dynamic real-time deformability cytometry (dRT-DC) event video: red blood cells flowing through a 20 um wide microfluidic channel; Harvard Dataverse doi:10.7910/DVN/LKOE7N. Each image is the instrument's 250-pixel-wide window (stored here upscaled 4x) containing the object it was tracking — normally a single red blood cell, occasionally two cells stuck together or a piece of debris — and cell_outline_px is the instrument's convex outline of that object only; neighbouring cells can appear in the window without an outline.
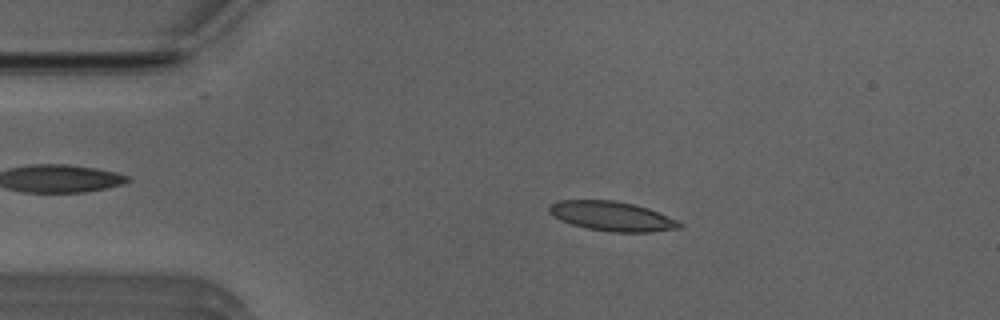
{"species": "Egyptian fruit bat (a non-hibernating species)", "species_latin": "Rousettus aegyptiacus", "temperature_condition": "room temperature", "stored_images_in_passage": 50, "camera_frame_rate_fps": 3000, "um_per_image_px": 0.085, "animal": {"sex": "male"}, "frame": {"image": 1, "passage_image": 9, "time_ms": 2.667, "image_size_px": [1000, 320], "cell_outline_px": [[684, 224], [680, 228], [652, 232], [612, 232], [584, 228], [560, 220], [552, 216], [548, 212], [548, 204], [560, 200], [612, 200], [632, 204], [648, 208], [676, 220]], "centroid_in_image_um": [51.97, 18.38], "position_along_channel_um": 33.0, "area_um2": 22.48}}
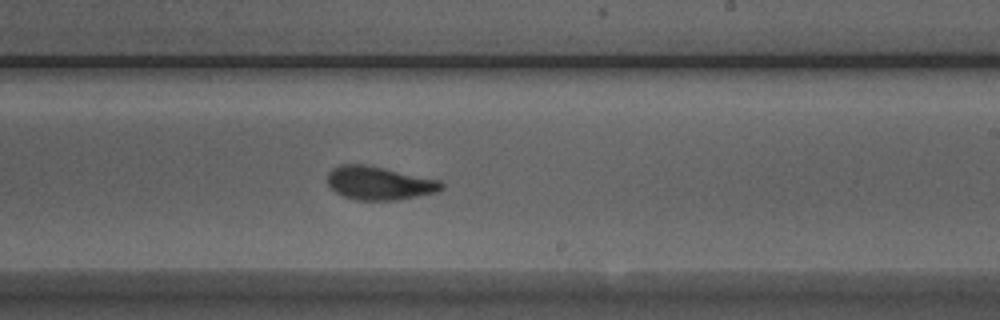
{"frame": {"image": 2, "passage_image": 29, "time_ms": 9.333, "image_size_px": [1000, 320], "cell_outline_px": [[444, 188], [436, 192], [396, 200], [356, 200], [344, 196], [336, 192], [328, 184], [328, 172], [332, 168], [340, 164], [364, 164], [384, 168], [440, 180], [444, 184]], "centroid_in_image_um": [32.22, 15.56], "position_along_channel_um": 256.8, "area_um2": 22.08}}
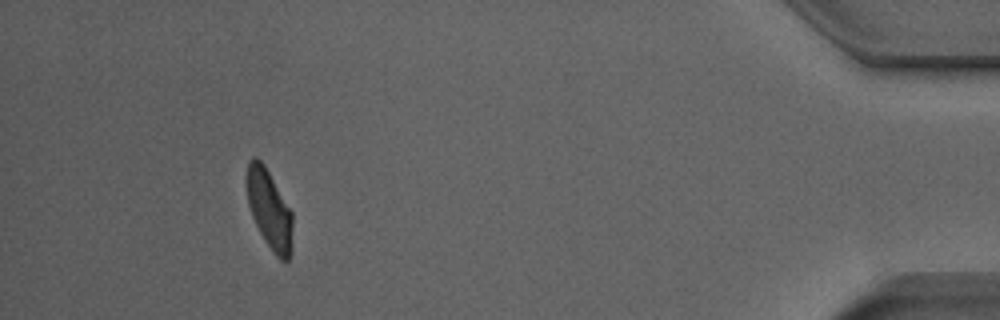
{"frame": {"image": 3, "passage_image": 46, "time_ms": 15.0, "image_size_px": [1000, 320], "cell_outline_px": [[292, 252], [288, 260], [280, 260], [272, 252], [260, 232], [252, 216], [248, 204], [244, 184], [244, 176], [248, 160], [252, 156], [256, 156], [264, 164], [292, 212]], "centroid_in_image_um": [22.85, 17.74], "position_along_channel_um": 412.4, "area_um2": 21.62}, "authors_computed_cell_mechanics": {"area_um2": 22.1085, "velocity_mm_per_s": 3.9491, "shape_relaxation_time_tau1_ms": 3.967, "shape_relaxation_time_tau2_ms": 1.4343, "deformation_change_tau1": 0.1423, "deformation_change_tau2": 0.0869}}